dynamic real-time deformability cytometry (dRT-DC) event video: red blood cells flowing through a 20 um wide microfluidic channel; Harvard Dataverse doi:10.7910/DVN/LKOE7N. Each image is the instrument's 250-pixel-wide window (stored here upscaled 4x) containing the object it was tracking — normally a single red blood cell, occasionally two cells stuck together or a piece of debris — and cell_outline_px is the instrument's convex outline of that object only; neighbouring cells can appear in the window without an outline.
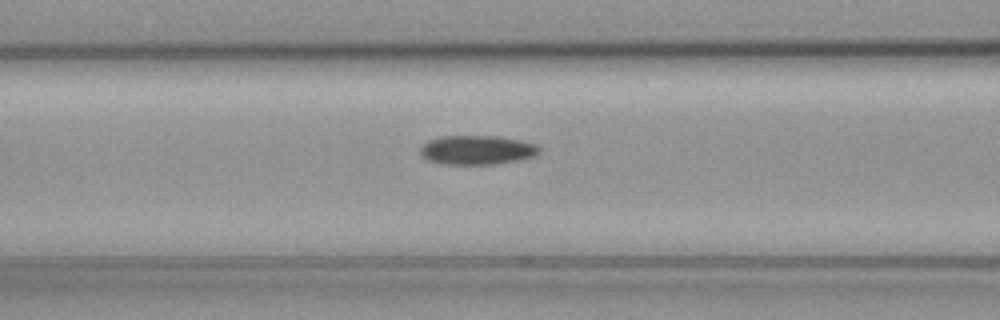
{"species": "common noctule bat (a hibernating species)", "species_latin": "Nyctalus noctula", "temperature_condition": "cold", "stored_images_in_passage": 18, "camera_frame_rate_fps": 3000, "um_per_image_px": 0.085, "animal": {"sex": "female", "body_mass_g": 19.3, "forearm_length_mm": 54.1}, "frame": {"image": 1, "passage_image": 6, "time_ms": 1.667, "image_size_px": [1000, 320], "cell_outline_px": [[540, 152], [536, 156], [520, 160], [496, 164], [444, 164], [428, 160], [420, 152], [420, 148], [428, 140], [440, 136], [496, 136], [520, 140], [536, 144], [540, 148]], "centroid_in_image_um": [40.58, 12.75], "position_along_channel_um": 126.0, "area_um2": 20.29}}
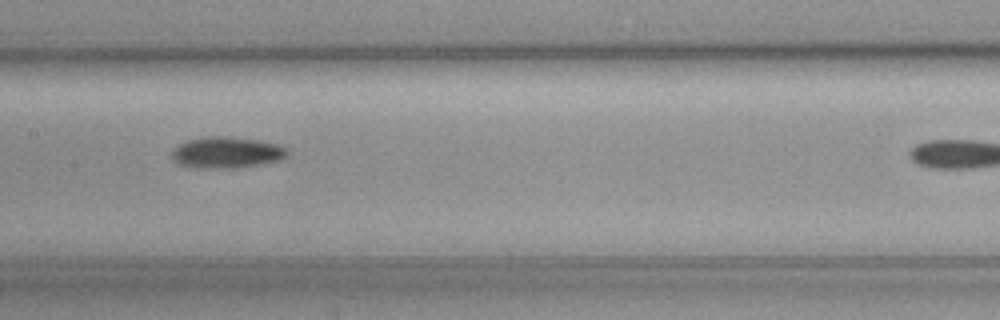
{"frame": {"image": 2, "passage_image": 11, "time_ms": 3.333, "image_size_px": [1000, 320], "cell_outline_px": [[288, 152], [280, 160], [232, 168], [200, 168], [176, 164], [172, 160], [172, 152], [180, 144], [188, 140], [204, 136], [228, 136], [256, 140], [280, 144], [288, 148]], "centroid_in_image_um": [19.24, 12.95], "position_along_channel_um": 188.2, "area_um2": 20.92}}
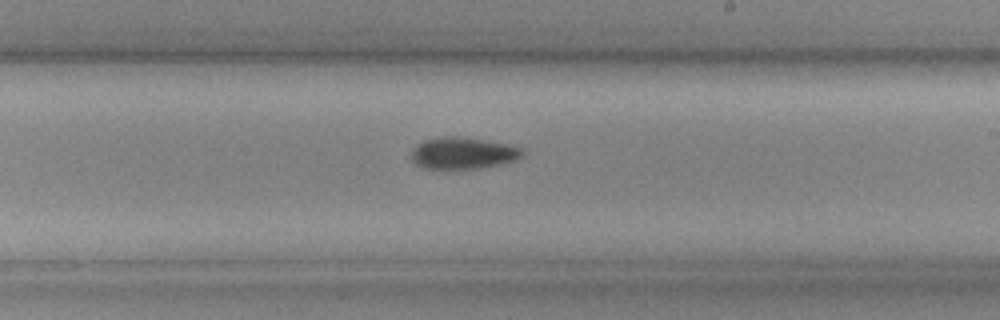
{"frame": {"image": 3, "passage_image": 16, "time_ms": 5.0, "image_size_px": [1000, 320], "cell_outline_px": [[524, 156], [516, 160], [504, 164], [480, 168], [424, 168], [416, 164], [412, 160], [412, 148], [416, 144], [424, 140], [448, 136], [452, 136], [480, 140], [504, 144], [524, 148]], "centroid_in_image_um": [39.37, 13.03], "position_along_channel_um": 249.6, "area_um2": 20.29}}